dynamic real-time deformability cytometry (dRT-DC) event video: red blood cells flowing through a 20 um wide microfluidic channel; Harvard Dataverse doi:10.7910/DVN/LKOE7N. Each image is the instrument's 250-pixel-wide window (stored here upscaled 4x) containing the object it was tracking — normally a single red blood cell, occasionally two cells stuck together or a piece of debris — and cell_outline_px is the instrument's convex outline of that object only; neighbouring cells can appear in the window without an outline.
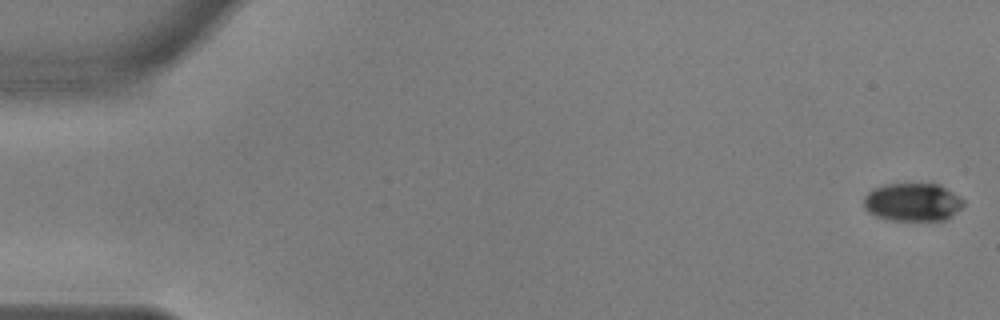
{"species": "common noctule bat (a hibernating species)", "species_latin": "Nyctalus noctula", "temperature_condition": "warm", "stored_images_in_passage": 12, "camera_frame_rate_fps": 3000, "um_per_image_px": 0.085, "animal": {"sex": "male", "body_mass_g": 17.9, "forearm_length_mm": 54.2}, "frame": {"image": 1, "passage_image": 1, "time_ms": 0.0, "image_size_px": [1000, 320], "cell_outline_px": [[964, 204], [956, 212], [944, 220], [888, 220], [876, 216], [868, 212], [864, 208], [864, 196], [868, 192], [884, 184], [940, 184], [960, 196], [964, 200]], "centroid_in_image_um": [77.57, 17.18], "position_along_channel_um": 7.4, "area_um2": 22.14}}